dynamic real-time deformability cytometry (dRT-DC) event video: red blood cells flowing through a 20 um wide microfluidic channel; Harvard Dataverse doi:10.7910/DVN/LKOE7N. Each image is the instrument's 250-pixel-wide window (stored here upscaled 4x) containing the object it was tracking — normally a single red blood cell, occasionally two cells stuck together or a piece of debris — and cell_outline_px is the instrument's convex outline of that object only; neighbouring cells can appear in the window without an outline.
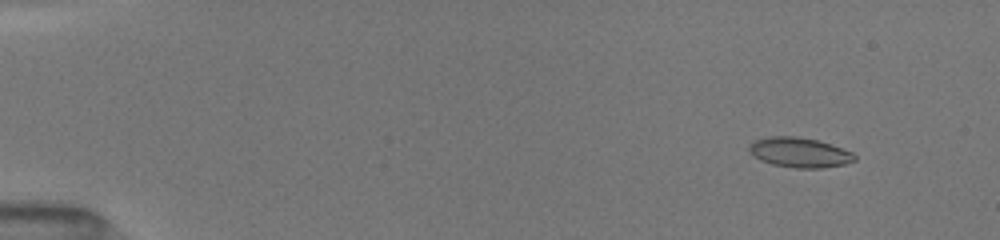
{"species": "common noctule bat (a hibernating species)", "species_latin": "Nyctalus noctula", "temperature_condition": "room temperature", "stored_images_in_passage": 52, "camera_frame_rate_fps": 3000, "um_per_image_px": 0.085, "animal": {"sex": "female", "body_mass_g": 19.5, "forearm_length_mm": 54.1}, "frame": {"image": 1, "passage_image": 6, "time_ms": 1.667, "image_size_px": [1000, 240], "cell_outline_px": [[856, 160], [844, 164], [820, 168], [796, 168], [772, 164], [760, 160], [748, 148], [752, 140], [768, 136], [796, 136], [816, 140], [852, 152], [856, 156]], "centroid_in_image_um": [67.93, 12.95], "position_along_channel_um": 17.1, "area_um2": 18.15}}
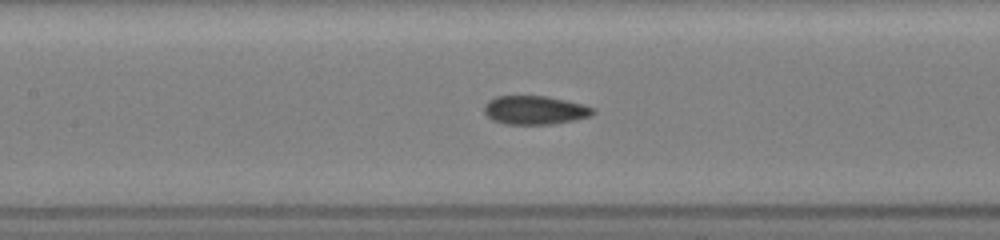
{"frame": {"image": 2, "passage_image": 26, "time_ms": 8.333, "image_size_px": [1000, 240], "cell_outline_px": [[596, 112], [592, 116], [576, 120], [552, 124], [508, 124], [492, 120], [484, 112], [484, 104], [488, 100], [496, 96], [548, 96], [584, 104], [596, 108]], "centroid_in_image_um": [45.51, 9.35], "position_along_channel_um": 161.9, "area_um2": 18.44}}
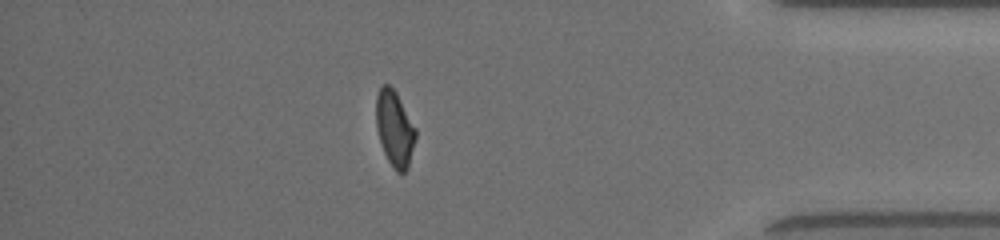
{"frame": {"image": 3, "passage_image": 46, "time_ms": 15.0, "image_size_px": [1000, 240], "cell_outline_px": [[416, 136], [408, 168], [404, 172], [396, 172], [392, 168], [384, 152], [376, 128], [376, 96], [380, 84], [388, 84], [396, 92], [416, 128]], "centroid_in_image_um": [33.53, 10.92], "position_along_channel_um": 401.7, "area_um2": 17.46}, "authors_computed_cell_mechanics": {"area_um2": 18.0625, "velocity_mm_per_s": 4.0642, "shape_relaxation_time_tau1_ms": 6.0523, "shape_relaxation_time_tau2_ms": 1.3985, "deformation_change_tau1": 0.1885, "deformation_change_tau2": 0.0797}}